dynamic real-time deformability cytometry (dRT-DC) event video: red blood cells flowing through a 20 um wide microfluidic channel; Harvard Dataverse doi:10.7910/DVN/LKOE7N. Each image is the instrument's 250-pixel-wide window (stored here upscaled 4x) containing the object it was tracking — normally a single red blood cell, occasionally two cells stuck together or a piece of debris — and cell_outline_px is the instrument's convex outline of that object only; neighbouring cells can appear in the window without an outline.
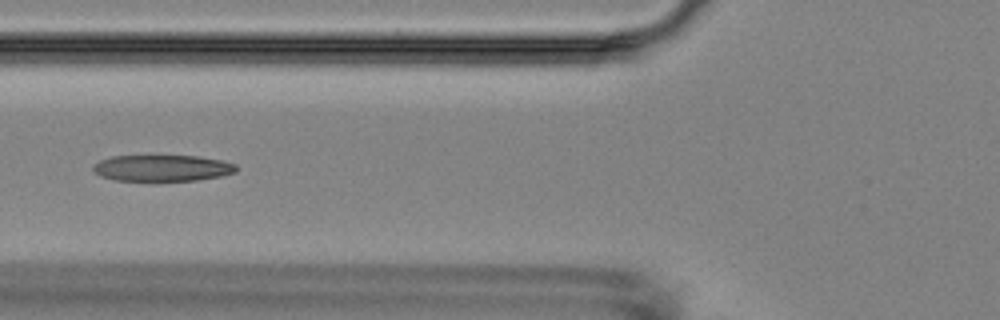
{"species": "Egyptian fruit bat (a non-hibernating species)", "species_latin": "Rousettus aegyptiacus", "temperature_condition": "room temperature", "stored_images_in_passage": 7, "camera_frame_rate_fps": 3000, "um_per_image_px": 0.085, "animal": {"sex": "female"}, "frame": {"image": 1, "passage_image": 4, "time_ms": 3.667, "image_size_px": [1000, 320], "cell_outline_px": [[236, 172], [220, 176], [196, 180], [116, 180], [100, 176], [92, 168], [92, 164], [100, 160], [112, 156], [200, 156], [220, 160], [236, 164]], "centroid_in_image_um": [13.78, 14.27], "position_along_channel_um": 112.0, "area_um2": 21.73}}
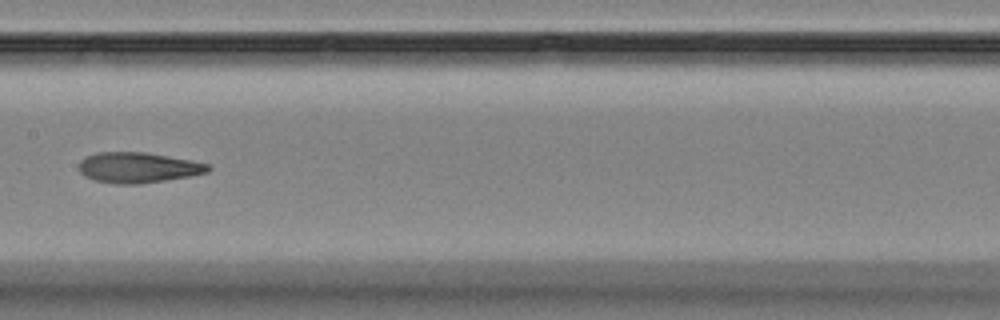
{"frame": {"image": 2, "passage_image": 6, "time_ms": 6.0, "image_size_px": [1000, 320], "cell_outline_px": [[212, 168], [208, 172], [192, 176], [136, 184], [116, 184], [96, 180], [84, 176], [80, 172], [80, 160], [96, 152], [144, 152], [192, 160], [208, 164]], "centroid_in_image_um": [11.76, 14.24], "position_along_channel_um": 195.6, "area_um2": 22.83}}